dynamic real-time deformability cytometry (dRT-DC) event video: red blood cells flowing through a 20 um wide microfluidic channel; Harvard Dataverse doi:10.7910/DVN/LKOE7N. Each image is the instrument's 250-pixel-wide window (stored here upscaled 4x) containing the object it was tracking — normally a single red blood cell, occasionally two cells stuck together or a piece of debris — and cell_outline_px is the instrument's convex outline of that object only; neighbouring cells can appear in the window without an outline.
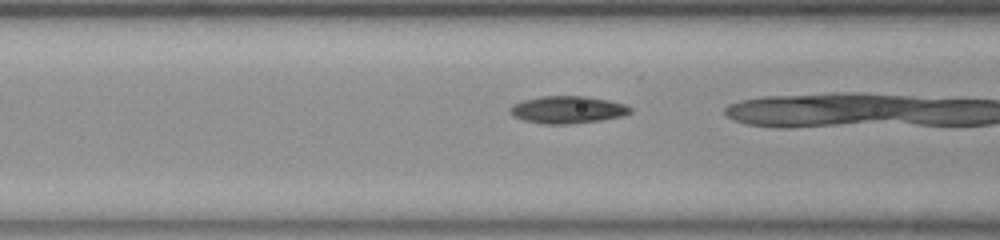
{"species": "common noctule bat (a hibernating species)", "species_latin": "Nyctalus noctula", "temperature_condition": "room temperature", "stored_images_in_passage": 30, "camera_frame_rate_fps": 3000, "um_per_image_px": 0.085, "animal": {"sex": "female", "body_mass_g": 23.0, "forearm_length_mm": 53.4}, "frame": {"image": 1, "passage_image": 18, "time_ms": 5.667, "image_size_px": [1000, 240], "cell_outline_px": [[632, 112], [624, 116], [600, 120], [568, 124], [544, 124], [524, 120], [512, 116], [508, 112], [508, 108], [512, 104], [524, 100], [540, 96], [584, 96], [608, 100], [624, 104], [632, 108]], "centroid_in_image_um": [48.21, 9.32], "position_along_channel_um": 118.4, "area_um2": 19.25}}
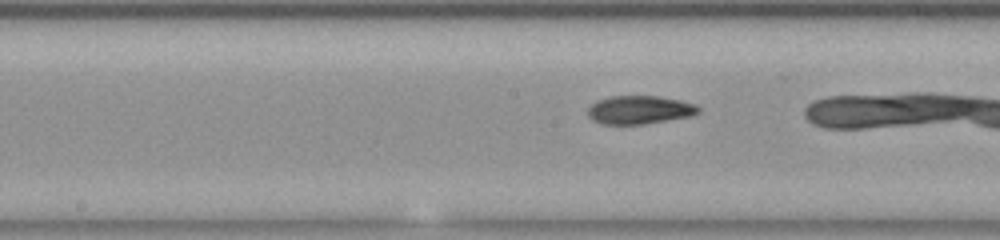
{"frame": {"image": 2, "passage_image": 24, "time_ms": 7.667, "image_size_px": [1000, 240], "cell_outline_px": [[700, 112], [692, 116], [644, 124], [600, 124], [592, 120], [588, 116], [588, 108], [596, 100], [608, 96], [660, 96], [680, 100], [696, 104], [700, 108]], "centroid_in_image_um": [54.36, 9.33], "position_along_channel_um": 193.8, "area_um2": 18.5}}